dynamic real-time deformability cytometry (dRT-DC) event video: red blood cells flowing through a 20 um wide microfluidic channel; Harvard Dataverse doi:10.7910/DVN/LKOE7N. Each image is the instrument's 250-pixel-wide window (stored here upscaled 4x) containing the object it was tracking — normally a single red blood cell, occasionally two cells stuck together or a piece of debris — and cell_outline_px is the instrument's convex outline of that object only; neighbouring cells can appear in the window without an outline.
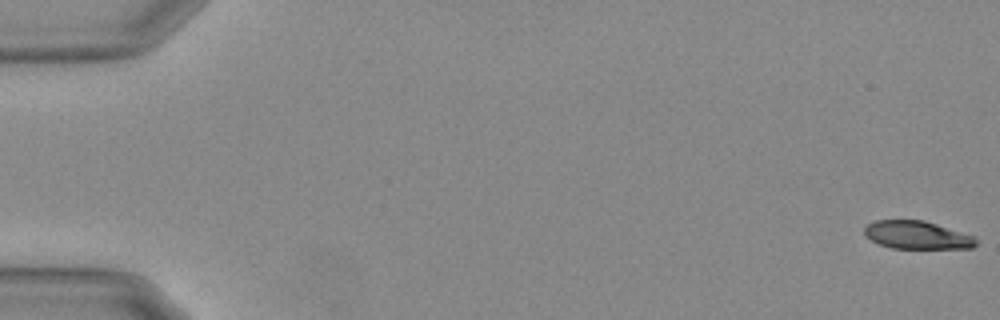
{"species": "Egyptian fruit bat (a non-hibernating species)", "species_latin": "Rousettus aegyptiacus", "temperature_condition": "warm", "stored_images_in_passage": 15, "camera_frame_rate_fps": 3000, "um_per_image_px": 0.085, "animal": {"sex": "female"}, "frame": {"image": 1, "passage_image": 1, "time_ms": 0.0, "image_size_px": [1000, 320], "cell_outline_px": [[976, 244], [972, 248], [892, 248], [880, 244], [864, 236], [864, 228], [868, 224], [876, 220], [924, 220], [972, 236], [976, 240]], "centroid_in_image_um": [77.9, 19.98], "position_along_channel_um": 7.1, "area_um2": 17.92}}